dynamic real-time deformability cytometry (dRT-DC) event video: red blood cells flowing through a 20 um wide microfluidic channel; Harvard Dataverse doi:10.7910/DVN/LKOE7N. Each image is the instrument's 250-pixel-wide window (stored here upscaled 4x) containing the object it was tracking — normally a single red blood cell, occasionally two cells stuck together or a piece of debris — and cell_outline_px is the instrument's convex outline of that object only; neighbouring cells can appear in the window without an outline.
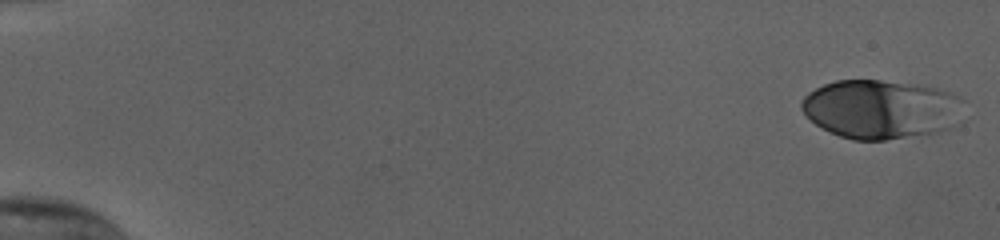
{"species": "human", "species_latin": "Homo sapiens", "temperature_condition": "cold", "stored_images_in_passage": 54, "camera_frame_rate_fps": 3000, "um_per_image_px": 0.085, "donor": {"sex": "female"}, "frame": {"image": 1, "passage_image": 1, "time_ms": 0.0, "image_size_px": [1000, 240], "cell_outline_px": [[964, 124], [940, 132], [884, 140], [852, 140], [840, 136], [816, 124], [800, 108], [800, 104], [804, 96], [808, 92], [824, 84], [836, 80], [880, 80], [920, 84], [936, 88], [960, 96], [964, 100]], "centroid_in_image_um": [75.0, 9.28], "position_along_channel_um": 10.0, "area_um2": 56.76}}
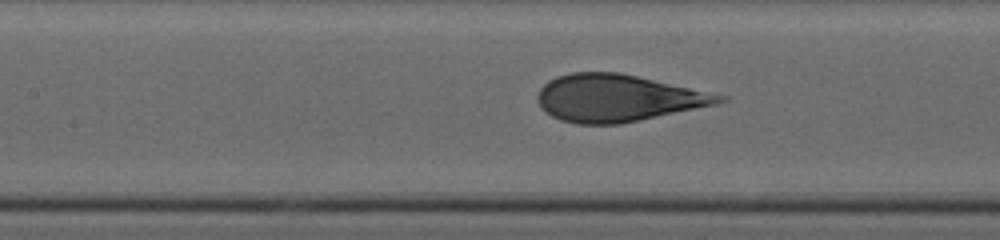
{"frame": {"image": 2, "passage_image": 26, "time_ms": 8.333, "image_size_px": [1000, 240], "cell_outline_px": [[728, 100], [716, 104], [620, 124], [576, 124], [560, 120], [552, 116], [536, 100], [536, 96], [540, 88], [548, 80], [556, 76], [572, 72], [620, 72], [728, 96]], "centroid_in_image_um": [52.47, 8.32], "position_along_channel_um": 154.9, "area_um2": 49.65}}
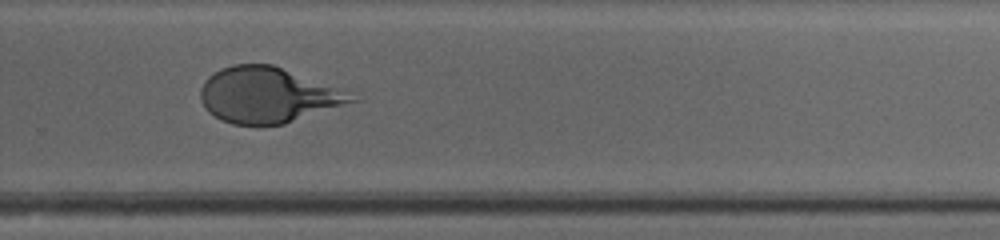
{"frame": {"image": 3, "passage_image": 38, "time_ms": 12.333, "image_size_px": [1000, 240], "cell_outline_px": [[364, 100], [284, 124], [232, 124], [220, 120], [208, 112], [200, 96], [200, 88], [204, 80], [208, 76], [220, 68], [232, 64], [272, 64], [344, 92]], "centroid_in_image_um": [22.72, 8.1], "position_along_channel_um": 307.1, "area_um2": 48.38}}